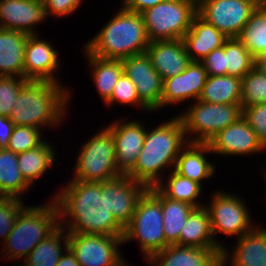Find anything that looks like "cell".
Instances as JSON below:
<instances>
[{
  "mask_svg": "<svg viewBox=\"0 0 266 266\" xmlns=\"http://www.w3.org/2000/svg\"><path fill=\"white\" fill-rule=\"evenodd\" d=\"M40 37V33L28 37L24 53V78L62 83L58 76L62 67L59 49H55L51 41Z\"/></svg>",
  "mask_w": 266,
  "mask_h": 266,
  "instance_id": "obj_14",
  "label": "cell"
},
{
  "mask_svg": "<svg viewBox=\"0 0 266 266\" xmlns=\"http://www.w3.org/2000/svg\"><path fill=\"white\" fill-rule=\"evenodd\" d=\"M31 188L19 170L17 154L0 149V196L21 199Z\"/></svg>",
  "mask_w": 266,
  "mask_h": 266,
  "instance_id": "obj_29",
  "label": "cell"
},
{
  "mask_svg": "<svg viewBox=\"0 0 266 266\" xmlns=\"http://www.w3.org/2000/svg\"><path fill=\"white\" fill-rule=\"evenodd\" d=\"M82 50L90 69L92 83L100 95V100L105 103L111 97L115 84L123 73L122 60L104 59L91 55L84 47Z\"/></svg>",
  "mask_w": 266,
  "mask_h": 266,
  "instance_id": "obj_27",
  "label": "cell"
},
{
  "mask_svg": "<svg viewBox=\"0 0 266 266\" xmlns=\"http://www.w3.org/2000/svg\"><path fill=\"white\" fill-rule=\"evenodd\" d=\"M14 126L15 125L8 117L0 115V149L8 147L9 138Z\"/></svg>",
  "mask_w": 266,
  "mask_h": 266,
  "instance_id": "obj_45",
  "label": "cell"
},
{
  "mask_svg": "<svg viewBox=\"0 0 266 266\" xmlns=\"http://www.w3.org/2000/svg\"><path fill=\"white\" fill-rule=\"evenodd\" d=\"M200 62L204 65L208 76L226 75L224 44L214 49Z\"/></svg>",
  "mask_w": 266,
  "mask_h": 266,
  "instance_id": "obj_43",
  "label": "cell"
},
{
  "mask_svg": "<svg viewBox=\"0 0 266 266\" xmlns=\"http://www.w3.org/2000/svg\"><path fill=\"white\" fill-rule=\"evenodd\" d=\"M242 117L248 122L258 142L266 150V103L243 107Z\"/></svg>",
  "mask_w": 266,
  "mask_h": 266,
  "instance_id": "obj_41",
  "label": "cell"
},
{
  "mask_svg": "<svg viewBox=\"0 0 266 266\" xmlns=\"http://www.w3.org/2000/svg\"><path fill=\"white\" fill-rule=\"evenodd\" d=\"M209 154L213 155L208 143L188 142L181 149L174 170L203 187L202 182L204 184L216 174L217 165L214 160L210 161Z\"/></svg>",
  "mask_w": 266,
  "mask_h": 266,
  "instance_id": "obj_23",
  "label": "cell"
},
{
  "mask_svg": "<svg viewBox=\"0 0 266 266\" xmlns=\"http://www.w3.org/2000/svg\"><path fill=\"white\" fill-rule=\"evenodd\" d=\"M242 79L229 76H207L198 100L212 104H241Z\"/></svg>",
  "mask_w": 266,
  "mask_h": 266,
  "instance_id": "obj_32",
  "label": "cell"
},
{
  "mask_svg": "<svg viewBox=\"0 0 266 266\" xmlns=\"http://www.w3.org/2000/svg\"><path fill=\"white\" fill-rule=\"evenodd\" d=\"M123 72L133 81L139 100L151 111L161 110L163 79L153 68L146 54L134 55L122 59Z\"/></svg>",
  "mask_w": 266,
  "mask_h": 266,
  "instance_id": "obj_15",
  "label": "cell"
},
{
  "mask_svg": "<svg viewBox=\"0 0 266 266\" xmlns=\"http://www.w3.org/2000/svg\"><path fill=\"white\" fill-rule=\"evenodd\" d=\"M261 168H263L264 170L261 169L262 172H259V173H263L262 175L266 177V166H263Z\"/></svg>",
  "mask_w": 266,
  "mask_h": 266,
  "instance_id": "obj_48",
  "label": "cell"
},
{
  "mask_svg": "<svg viewBox=\"0 0 266 266\" xmlns=\"http://www.w3.org/2000/svg\"><path fill=\"white\" fill-rule=\"evenodd\" d=\"M47 139L38 147L17 154L19 170L32 187L50 168L53 169L54 165H57L56 146Z\"/></svg>",
  "mask_w": 266,
  "mask_h": 266,
  "instance_id": "obj_26",
  "label": "cell"
},
{
  "mask_svg": "<svg viewBox=\"0 0 266 266\" xmlns=\"http://www.w3.org/2000/svg\"><path fill=\"white\" fill-rule=\"evenodd\" d=\"M122 245L123 236L68 233V248L80 266H119L125 260Z\"/></svg>",
  "mask_w": 266,
  "mask_h": 266,
  "instance_id": "obj_12",
  "label": "cell"
},
{
  "mask_svg": "<svg viewBox=\"0 0 266 266\" xmlns=\"http://www.w3.org/2000/svg\"><path fill=\"white\" fill-rule=\"evenodd\" d=\"M259 0H197V14L228 38H237Z\"/></svg>",
  "mask_w": 266,
  "mask_h": 266,
  "instance_id": "obj_11",
  "label": "cell"
},
{
  "mask_svg": "<svg viewBox=\"0 0 266 266\" xmlns=\"http://www.w3.org/2000/svg\"><path fill=\"white\" fill-rule=\"evenodd\" d=\"M27 81L20 76H0V115L9 117L19 92Z\"/></svg>",
  "mask_w": 266,
  "mask_h": 266,
  "instance_id": "obj_40",
  "label": "cell"
},
{
  "mask_svg": "<svg viewBox=\"0 0 266 266\" xmlns=\"http://www.w3.org/2000/svg\"><path fill=\"white\" fill-rule=\"evenodd\" d=\"M230 249L224 246L221 262L225 266H266V228L256 225L251 231L235 239Z\"/></svg>",
  "mask_w": 266,
  "mask_h": 266,
  "instance_id": "obj_20",
  "label": "cell"
},
{
  "mask_svg": "<svg viewBox=\"0 0 266 266\" xmlns=\"http://www.w3.org/2000/svg\"><path fill=\"white\" fill-rule=\"evenodd\" d=\"M105 107H112L117 104H120L122 106H135L140 108V111L146 112V114L150 110L139 100L137 89L135 87V84L133 81L123 72L122 75L119 77L117 83L115 84V87L113 89V92L111 94V97L104 103Z\"/></svg>",
  "mask_w": 266,
  "mask_h": 266,
  "instance_id": "obj_37",
  "label": "cell"
},
{
  "mask_svg": "<svg viewBox=\"0 0 266 266\" xmlns=\"http://www.w3.org/2000/svg\"><path fill=\"white\" fill-rule=\"evenodd\" d=\"M136 241L144 260L161 251L169 244L165 240L161 192L148 188L139 198L130 223L124 228V244Z\"/></svg>",
  "mask_w": 266,
  "mask_h": 266,
  "instance_id": "obj_6",
  "label": "cell"
},
{
  "mask_svg": "<svg viewBox=\"0 0 266 266\" xmlns=\"http://www.w3.org/2000/svg\"><path fill=\"white\" fill-rule=\"evenodd\" d=\"M208 144L213 156L215 154V156L219 155L218 157L253 156L266 151L243 117L219 131Z\"/></svg>",
  "mask_w": 266,
  "mask_h": 266,
  "instance_id": "obj_18",
  "label": "cell"
},
{
  "mask_svg": "<svg viewBox=\"0 0 266 266\" xmlns=\"http://www.w3.org/2000/svg\"><path fill=\"white\" fill-rule=\"evenodd\" d=\"M254 67L266 74V52L259 53L254 58Z\"/></svg>",
  "mask_w": 266,
  "mask_h": 266,
  "instance_id": "obj_47",
  "label": "cell"
},
{
  "mask_svg": "<svg viewBox=\"0 0 266 266\" xmlns=\"http://www.w3.org/2000/svg\"><path fill=\"white\" fill-rule=\"evenodd\" d=\"M79 148L73 176L69 180L104 182L122 176L116 165V152L111 131L100 126Z\"/></svg>",
  "mask_w": 266,
  "mask_h": 266,
  "instance_id": "obj_8",
  "label": "cell"
},
{
  "mask_svg": "<svg viewBox=\"0 0 266 266\" xmlns=\"http://www.w3.org/2000/svg\"><path fill=\"white\" fill-rule=\"evenodd\" d=\"M46 4L36 0H0V28L39 34L37 26L47 22ZM36 28V29H35Z\"/></svg>",
  "mask_w": 266,
  "mask_h": 266,
  "instance_id": "obj_19",
  "label": "cell"
},
{
  "mask_svg": "<svg viewBox=\"0 0 266 266\" xmlns=\"http://www.w3.org/2000/svg\"><path fill=\"white\" fill-rule=\"evenodd\" d=\"M146 54L163 80L182 73L192 62L182 39L152 41Z\"/></svg>",
  "mask_w": 266,
  "mask_h": 266,
  "instance_id": "obj_22",
  "label": "cell"
},
{
  "mask_svg": "<svg viewBox=\"0 0 266 266\" xmlns=\"http://www.w3.org/2000/svg\"><path fill=\"white\" fill-rule=\"evenodd\" d=\"M72 90L64 83L28 80L21 88L9 119L15 126L55 130L70 110Z\"/></svg>",
  "mask_w": 266,
  "mask_h": 266,
  "instance_id": "obj_2",
  "label": "cell"
},
{
  "mask_svg": "<svg viewBox=\"0 0 266 266\" xmlns=\"http://www.w3.org/2000/svg\"><path fill=\"white\" fill-rule=\"evenodd\" d=\"M163 1L165 0H122L120 5L128 11L141 13Z\"/></svg>",
  "mask_w": 266,
  "mask_h": 266,
  "instance_id": "obj_44",
  "label": "cell"
},
{
  "mask_svg": "<svg viewBox=\"0 0 266 266\" xmlns=\"http://www.w3.org/2000/svg\"><path fill=\"white\" fill-rule=\"evenodd\" d=\"M39 3L46 4L49 0H36Z\"/></svg>",
  "mask_w": 266,
  "mask_h": 266,
  "instance_id": "obj_50",
  "label": "cell"
},
{
  "mask_svg": "<svg viewBox=\"0 0 266 266\" xmlns=\"http://www.w3.org/2000/svg\"><path fill=\"white\" fill-rule=\"evenodd\" d=\"M43 130L33 126H14L7 149L19 154L41 145L44 139Z\"/></svg>",
  "mask_w": 266,
  "mask_h": 266,
  "instance_id": "obj_38",
  "label": "cell"
},
{
  "mask_svg": "<svg viewBox=\"0 0 266 266\" xmlns=\"http://www.w3.org/2000/svg\"><path fill=\"white\" fill-rule=\"evenodd\" d=\"M84 0H49L46 3V13L54 18L68 17L74 12H77L78 8L83 4Z\"/></svg>",
  "mask_w": 266,
  "mask_h": 266,
  "instance_id": "obj_42",
  "label": "cell"
},
{
  "mask_svg": "<svg viewBox=\"0 0 266 266\" xmlns=\"http://www.w3.org/2000/svg\"><path fill=\"white\" fill-rule=\"evenodd\" d=\"M25 204L23 199L0 196V245L14 227L19 213L27 206Z\"/></svg>",
  "mask_w": 266,
  "mask_h": 266,
  "instance_id": "obj_39",
  "label": "cell"
},
{
  "mask_svg": "<svg viewBox=\"0 0 266 266\" xmlns=\"http://www.w3.org/2000/svg\"><path fill=\"white\" fill-rule=\"evenodd\" d=\"M119 266H129V265H128V262L126 260H124Z\"/></svg>",
  "mask_w": 266,
  "mask_h": 266,
  "instance_id": "obj_49",
  "label": "cell"
},
{
  "mask_svg": "<svg viewBox=\"0 0 266 266\" xmlns=\"http://www.w3.org/2000/svg\"><path fill=\"white\" fill-rule=\"evenodd\" d=\"M237 39L254 57L266 52V3L256 8Z\"/></svg>",
  "mask_w": 266,
  "mask_h": 266,
  "instance_id": "obj_34",
  "label": "cell"
},
{
  "mask_svg": "<svg viewBox=\"0 0 266 266\" xmlns=\"http://www.w3.org/2000/svg\"><path fill=\"white\" fill-rule=\"evenodd\" d=\"M207 76L204 65L201 62L192 61L182 73L163 80L161 110L198 100Z\"/></svg>",
  "mask_w": 266,
  "mask_h": 266,
  "instance_id": "obj_17",
  "label": "cell"
},
{
  "mask_svg": "<svg viewBox=\"0 0 266 266\" xmlns=\"http://www.w3.org/2000/svg\"><path fill=\"white\" fill-rule=\"evenodd\" d=\"M266 103V74L253 67L242 78L241 106Z\"/></svg>",
  "mask_w": 266,
  "mask_h": 266,
  "instance_id": "obj_36",
  "label": "cell"
},
{
  "mask_svg": "<svg viewBox=\"0 0 266 266\" xmlns=\"http://www.w3.org/2000/svg\"><path fill=\"white\" fill-rule=\"evenodd\" d=\"M29 35L0 28V76L24 77V53Z\"/></svg>",
  "mask_w": 266,
  "mask_h": 266,
  "instance_id": "obj_25",
  "label": "cell"
},
{
  "mask_svg": "<svg viewBox=\"0 0 266 266\" xmlns=\"http://www.w3.org/2000/svg\"><path fill=\"white\" fill-rule=\"evenodd\" d=\"M179 246L221 248L212 234L208 211L204 206L194 208L181 229Z\"/></svg>",
  "mask_w": 266,
  "mask_h": 266,
  "instance_id": "obj_28",
  "label": "cell"
},
{
  "mask_svg": "<svg viewBox=\"0 0 266 266\" xmlns=\"http://www.w3.org/2000/svg\"><path fill=\"white\" fill-rule=\"evenodd\" d=\"M187 143L184 125L178 115L153 128L147 127L143 148L134 169L127 176L147 188L155 187L168 173L165 170L175 168L177 157Z\"/></svg>",
  "mask_w": 266,
  "mask_h": 266,
  "instance_id": "obj_3",
  "label": "cell"
},
{
  "mask_svg": "<svg viewBox=\"0 0 266 266\" xmlns=\"http://www.w3.org/2000/svg\"><path fill=\"white\" fill-rule=\"evenodd\" d=\"M141 15L150 42L183 39L197 15V0H165Z\"/></svg>",
  "mask_w": 266,
  "mask_h": 266,
  "instance_id": "obj_10",
  "label": "cell"
},
{
  "mask_svg": "<svg viewBox=\"0 0 266 266\" xmlns=\"http://www.w3.org/2000/svg\"><path fill=\"white\" fill-rule=\"evenodd\" d=\"M101 186L106 190L108 212L125 228L131 221L139 198L148 188L127 175L101 182Z\"/></svg>",
  "mask_w": 266,
  "mask_h": 266,
  "instance_id": "obj_16",
  "label": "cell"
},
{
  "mask_svg": "<svg viewBox=\"0 0 266 266\" xmlns=\"http://www.w3.org/2000/svg\"><path fill=\"white\" fill-rule=\"evenodd\" d=\"M161 204L165 240L169 245L179 246L181 229L186 223L189 214L195 207L182 201L169 199L162 193Z\"/></svg>",
  "mask_w": 266,
  "mask_h": 266,
  "instance_id": "obj_33",
  "label": "cell"
},
{
  "mask_svg": "<svg viewBox=\"0 0 266 266\" xmlns=\"http://www.w3.org/2000/svg\"><path fill=\"white\" fill-rule=\"evenodd\" d=\"M221 252L222 248L168 245L146 261L148 266H217Z\"/></svg>",
  "mask_w": 266,
  "mask_h": 266,
  "instance_id": "obj_21",
  "label": "cell"
},
{
  "mask_svg": "<svg viewBox=\"0 0 266 266\" xmlns=\"http://www.w3.org/2000/svg\"><path fill=\"white\" fill-rule=\"evenodd\" d=\"M50 200V201H48ZM26 206L18 215L14 227L8 234L1 257L5 260H18L12 266H19L33 248L52 234L59 225V210L55 201Z\"/></svg>",
  "mask_w": 266,
  "mask_h": 266,
  "instance_id": "obj_5",
  "label": "cell"
},
{
  "mask_svg": "<svg viewBox=\"0 0 266 266\" xmlns=\"http://www.w3.org/2000/svg\"><path fill=\"white\" fill-rule=\"evenodd\" d=\"M57 266H80V263L77 261L72 251L67 248L61 255Z\"/></svg>",
  "mask_w": 266,
  "mask_h": 266,
  "instance_id": "obj_46",
  "label": "cell"
},
{
  "mask_svg": "<svg viewBox=\"0 0 266 266\" xmlns=\"http://www.w3.org/2000/svg\"><path fill=\"white\" fill-rule=\"evenodd\" d=\"M263 177H264V183L266 184V177L264 175H262L261 178H263ZM265 187H266V185H265Z\"/></svg>",
  "mask_w": 266,
  "mask_h": 266,
  "instance_id": "obj_51",
  "label": "cell"
},
{
  "mask_svg": "<svg viewBox=\"0 0 266 266\" xmlns=\"http://www.w3.org/2000/svg\"><path fill=\"white\" fill-rule=\"evenodd\" d=\"M168 172L155 186L165 197L188 203L195 208L204 206L199 199L204 192L199 183L180 175L174 169Z\"/></svg>",
  "mask_w": 266,
  "mask_h": 266,
  "instance_id": "obj_30",
  "label": "cell"
},
{
  "mask_svg": "<svg viewBox=\"0 0 266 266\" xmlns=\"http://www.w3.org/2000/svg\"><path fill=\"white\" fill-rule=\"evenodd\" d=\"M227 39L228 37L215 26L207 23L197 14L182 40L190 60L200 62L214 49L222 47Z\"/></svg>",
  "mask_w": 266,
  "mask_h": 266,
  "instance_id": "obj_24",
  "label": "cell"
},
{
  "mask_svg": "<svg viewBox=\"0 0 266 266\" xmlns=\"http://www.w3.org/2000/svg\"><path fill=\"white\" fill-rule=\"evenodd\" d=\"M261 3H266V0H259Z\"/></svg>",
  "mask_w": 266,
  "mask_h": 266,
  "instance_id": "obj_53",
  "label": "cell"
},
{
  "mask_svg": "<svg viewBox=\"0 0 266 266\" xmlns=\"http://www.w3.org/2000/svg\"><path fill=\"white\" fill-rule=\"evenodd\" d=\"M178 116L184 125L188 142L209 143L221 130L243 115L241 104H212L196 100L183 107Z\"/></svg>",
  "mask_w": 266,
  "mask_h": 266,
  "instance_id": "obj_7",
  "label": "cell"
},
{
  "mask_svg": "<svg viewBox=\"0 0 266 266\" xmlns=\"http://www.w3.org/2000/svg\"><path fill=\"white\" fill-rule=\"evenodd\" d=\"M121 117L106 127L111 131L116 152V165L122 175L135 167L146 137L147 126L141 120Z\"/></svg>",
  "mask_w": 266,
  "mask_h": 266,
  "instance_id": "obj_13",
  "label": "cell"
},
{
  "mask_svg": "<svg viewBox=\"0 0 266 266\" xmlns=\"http://www.w3.org/2000/svg\"><path fill=\"white\" fill-rule=\"evenodd\" d=\"M214 191L210 202L204 203V207L209 214L215 242L223 248L226 244L219 240V234L238 239L257 224L254 223L249 206L242 196L219 188Z\"/></svg>",
  "mask_w": 266,
  "mask_h": 266,
  "instance_id": "obj_9",
  "label": "cell"
},
{
  "mask_svg": "<svg viewBox=\"0 0 266 266\" xmlns=\"http://www.w3.org/2000/svg\"><path fill=\"white\" fill-rule=\"evenodd\" d=\"M65 184L49 198L55 201L59 225L67 233L124 235V228L107 210L101 182L68 180Z\"/></svg>",
  "mask_w": 266,
  "mask_h": 266,
  "instance_id": "obj_1",
  "label": "cell"
},
{
  "mask_svg": "<svg viewBox=\"0 0 266 266\" xmlns=\"http://www.w3.org/2000/svg\"><path fill=\"white\" fill-rule=\"evenodd\" d=\"M119 6L114 16L82 46L91 55L122 60L146 53L150 41L141 13L131 12Z\"/></svg>",
  "mask_w": 266,
  "mask_h": 266,
  "instance_id": "obj_4",
  "label": "cell"
},
{
  "mask_svg": "<svg viewBox=\"0 0 266 266\" xmlns=\"http://www.w3.org/2000/svg\"><path fill=\"white\" fill-rule=\"evenodd\" d=\"M226 75L243 78L254 67V56L237 38L224 42Z\"/></svg>",
  "mask_w": 266,
  "mask_h": 266,
  "instance_id": "obj_35",
  "label": "cell"
},
{
  "mask_svg": "<svg viewBox=\"0 0 266 266\" xmlns=\"http://www.w3.org/2000/svg\"><path fill=\"white\" fill-rule=\"evenodd\" d=\"M217 266H225L222 262H220Z\"/></svg>",
  "mask_w": 266,
  "mask_h": 266,
  "instance_id": "obj_52",
  "label": "cell"
},
{
  "mask_svg": "<svg viewBox=\"0 0 266 266\" xmlns=\"http://www.w3.org/2000/svg\"><path fill=\"white\" fill-rule=\"evenodd\" d=\"M68 248V233L59 226L46 239L39 242L19 266H57Z\"/></svg>",
  "mask_w": 266,
  "mask_h": 266,
  "instance_id": "obj_31",
  "label": "cell"
}]
</instances>
